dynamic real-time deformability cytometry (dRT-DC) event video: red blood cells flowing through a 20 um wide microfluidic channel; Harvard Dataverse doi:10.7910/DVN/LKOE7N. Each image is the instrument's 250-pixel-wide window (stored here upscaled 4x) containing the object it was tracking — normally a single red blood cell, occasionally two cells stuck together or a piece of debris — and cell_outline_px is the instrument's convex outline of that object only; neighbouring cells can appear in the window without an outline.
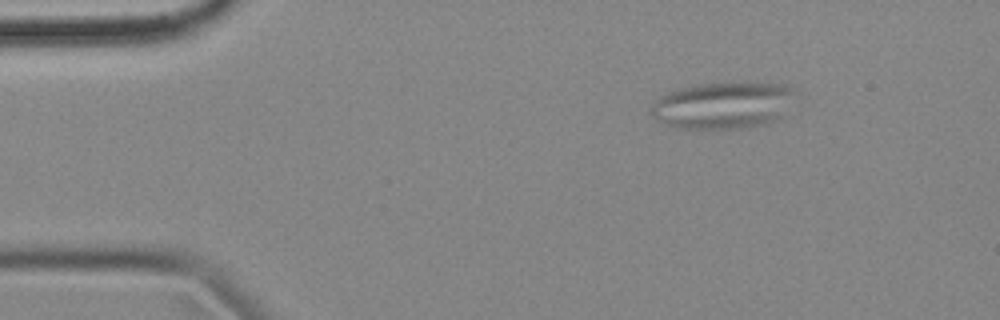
{"species": "common noctule bat (a hibernating species)", "species_latin": "Nyctalus noctula", "temperature_condition": "cold", "stored_images_in_passage": 2, "camera_frame_rate_fps": 3000, "um_per_image_px": 0.085, "animal": {"sex": "female", "body_mass_g": 18.4}, "frame": {"image": 1, "passage_image": 2, "time_ms": 0.333, "image_size_px": [1000, 320], "cell_outline_px": [[792, 92], [780, 120], [768, 124], [748, 128], [680, 128], [668, 124], [652, 116], [648, 112], [652, 104], [660, 96], [668, 92], [680, 88], [700, 84], [748, 80], [788, 84], [792, 88]], "centroid_in_image_um": [61.47, 8.92], "position_along_channel_um": 23.5, "area_um2": 39.77}}